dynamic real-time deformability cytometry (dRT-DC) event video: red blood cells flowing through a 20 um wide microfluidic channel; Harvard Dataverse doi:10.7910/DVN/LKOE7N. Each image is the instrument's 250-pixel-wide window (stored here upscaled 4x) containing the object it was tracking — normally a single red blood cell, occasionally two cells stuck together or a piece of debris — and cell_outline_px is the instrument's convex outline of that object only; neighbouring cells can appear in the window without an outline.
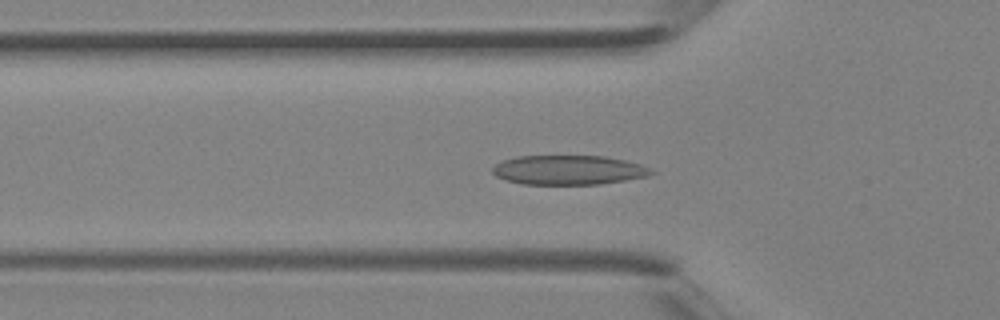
{"species": "Egyptian fruit bat (a non-hibernating species)", "species_latin": "Rousettus aegyptiacus", "temperature_condition": "room temperature", "stored_images_in_passage": 38, "camera_frame_rate_fps": 3000, "um_per_image_px": 0.085, "animal": {"sex": "female"}, "frame": {"image": 1, "passage_image": 12, "time_ms": 3.667, "image_size_px": [1000, 320], "cell_outline_px": [[656, 172], [648, 176], [600, 184], [524, 184], [508, 180], [496, 176], [492, 172], [492, 168], [500, 160], [516, 156], [604, 156], [624, 160], [640, 164]], "centroid_in_image_um": [48.3, 14.44], "position_along_channel_um": 77.5, "area_um2": 27.11}}
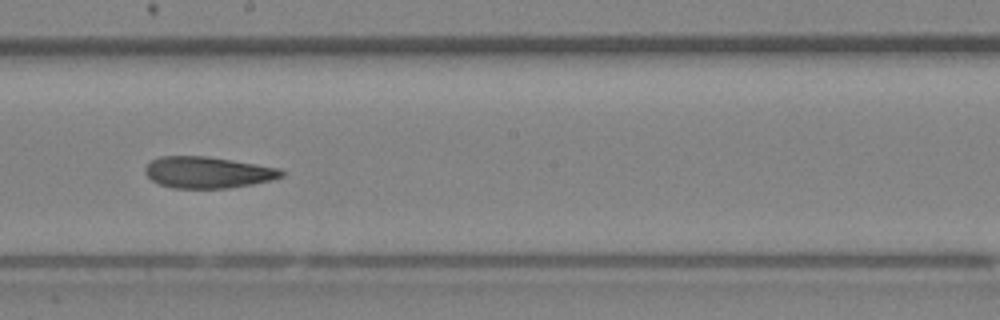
{"frame": {"image": 2, "passage_image": 21, "time_ms": 6.667, "image_size_px": [1000, 320], "cell_outline_px": [[284, 176], [272, 180], [252, 184], [228, 188], [172, 188], [160, 184], [152, 180], [144, 172], [144, 168], [152, 160], [160, 156], [208, 156], [280, 168], [284, 172]], "centroid_in_image_um": [17.66, 14.65], "position_along_channel_um": 230.5, "area_um2": 24.97}}
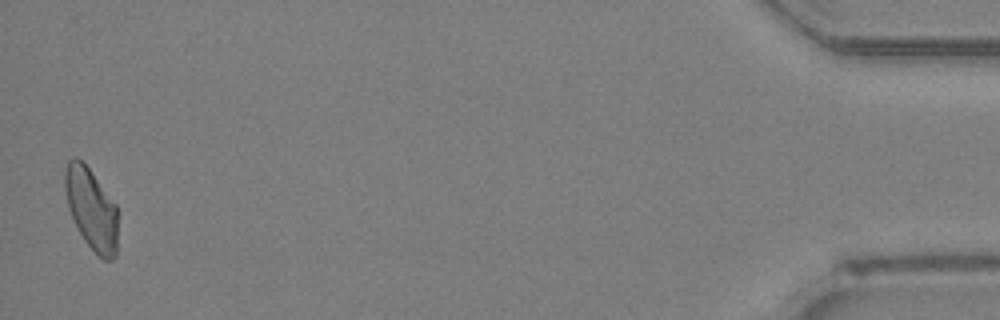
{"frame": {"image": 3, "passage_image": 38, "time_ms": 12.333, "image_size_px": [1000, 320], "cell_outline_px": [[116, 256], [112, 260], [104, 260], [84, 240], [68, 208], [64, 188], [64, 172], [68, 160], [72, 156], [76, 156], [88, 168], [116, 204]], "centroid_in_image_um": [7.74, 17.72], "position_along_channel_um": 427.5, "area_um2": 24.68}}